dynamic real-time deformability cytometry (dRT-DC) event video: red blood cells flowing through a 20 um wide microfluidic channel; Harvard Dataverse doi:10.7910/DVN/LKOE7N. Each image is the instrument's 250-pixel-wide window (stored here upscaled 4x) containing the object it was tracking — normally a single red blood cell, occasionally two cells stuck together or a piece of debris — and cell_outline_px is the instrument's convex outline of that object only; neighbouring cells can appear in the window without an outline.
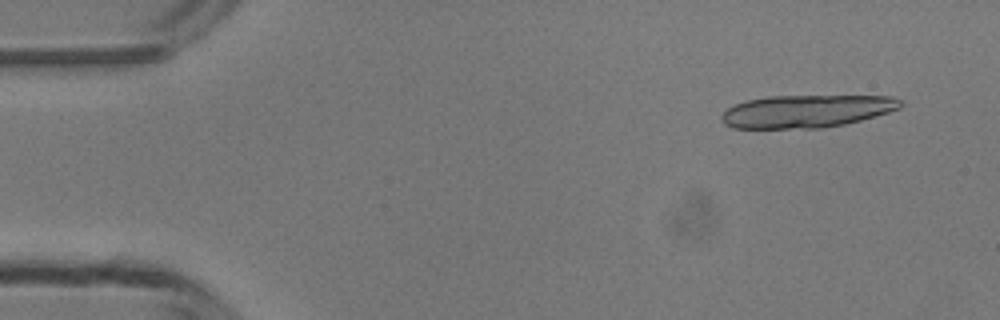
{"species": "common noctule bat (a hibernating species)", "species_latin": "Nyctalus noctula", "temperature_condition": "room temperature", "stored_images_in_passage": 16, "camera_frame_rate_fps": 3000, "um_per_image_px": 0.085, "animal": {"sex": "male", "body_mass_g": 13.3}, "frame": {"image": 1, "passage_image": 4, "time_ms": 1.0, "image_size_px": [1000, 320], "cell_outline_px": [[904, 104], [900, 108], [888, 112], [860, 120], [844, 124], [824, 128], [732, 128], [724, 124], [720, 120], [720, 116], [728, 108], [736, 104], [748, 100], [768, 96], [892, 96], [900, 100]], "centroid_in_image_um": [68.54, 9.45], "position_along_channel_um": 16.5, "area_um2": 34.04}}